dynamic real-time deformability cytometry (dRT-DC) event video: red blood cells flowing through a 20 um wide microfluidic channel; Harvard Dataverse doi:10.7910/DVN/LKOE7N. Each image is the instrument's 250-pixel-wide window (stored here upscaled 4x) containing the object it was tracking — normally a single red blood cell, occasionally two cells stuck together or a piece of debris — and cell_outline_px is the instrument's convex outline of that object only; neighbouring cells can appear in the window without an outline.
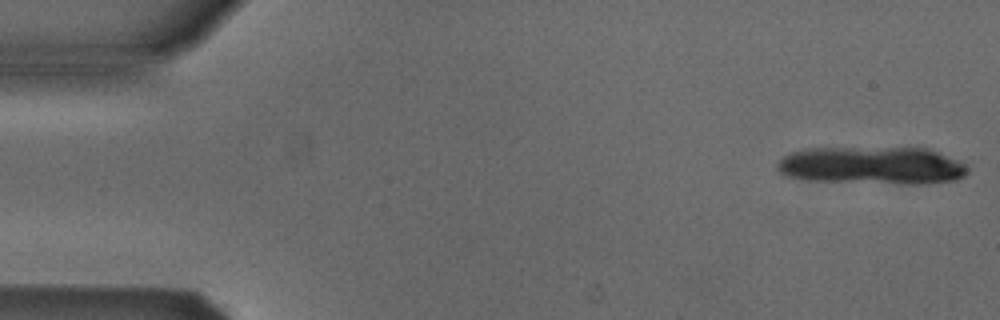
{"species": "Egyptian fruit bat (a non-hibernating species)", "species_latin": "Rousettus aegyptiacus", "temperature_condition": "cold", "stored_images_in_passage": 2, "camera_frame_rate_fps": 3000, "um_per_image_px": 0.085, "animal": {"sex": "male"}, "frame": {"image": 1, "passage_image": 1, "time_ms": 0.0, "image_size_px": [1000, 320], "cell_outline_px": [[968, 172], [964, 176], [956, 180], [928, 184], [900, 184], [812, 180], [788, 176], [780, 172], [776, 168], [776, 164], [784, 156], [792, 152], [804, 148], [928, 148], [956, 160], [964, 164], [968, 168]], "centroid_in_image_um": [74.14, 14.07], "position_along_channel_um": 10.9, "area_um2": 41.85}}